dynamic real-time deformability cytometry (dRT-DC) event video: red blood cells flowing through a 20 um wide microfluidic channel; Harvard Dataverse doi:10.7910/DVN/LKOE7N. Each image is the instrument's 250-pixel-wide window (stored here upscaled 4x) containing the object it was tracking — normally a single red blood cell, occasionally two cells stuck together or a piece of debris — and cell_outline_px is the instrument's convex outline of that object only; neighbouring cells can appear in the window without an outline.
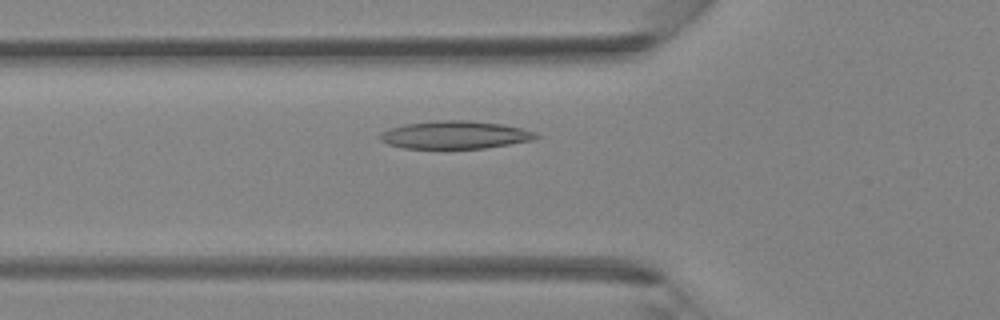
{"species": "Egyptian fruit bat (a non-hibernating species)", "species_latin": "Rousettus aegyptiacus", "temperature_condition": "room temperature", "stored_images_in_passage": 40, "camera_frame_rate_fps": 3000, "um_per_image_px": 0.085, "animal": {"sex": "female"}, "frame": {"image": 1, "passage_image": 12, "time_ms": 3.667, "image_size_px": [1000, 320], "cell_outline_px": [[540, 136], [536, 140], [484, 148], [400, 148], [388, 144], [380, 140], [380, 132], [404, 124], [440, 120], [468, 120], [500, 124], [520, 128], [536, 132]], "centroid_in_image_um": [38.69, 11.47], "position_along_channel_um": 87.1, "area_um2": 25.26}}
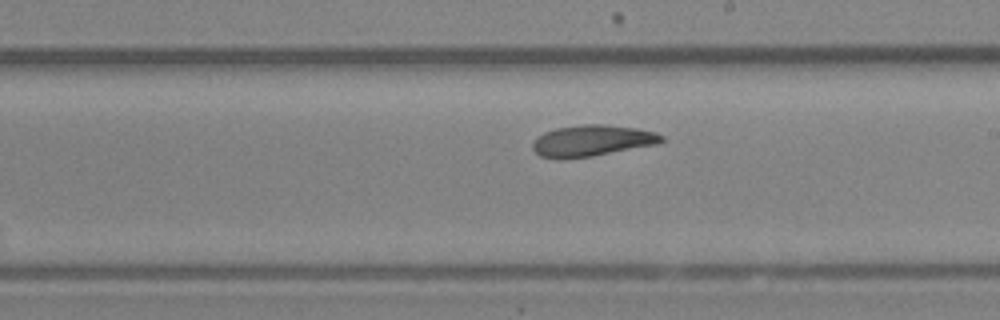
{"frame": {"image": 2, "passage_image": 22, "time_ms": 7.0, "image_size_px": [1000, 320], "cell_outline_px": [[664, 140], [660, 144], [592, 156], [560, 160], [556, 160], [540, 156], [532, 148], [532, 144], [536, 136], [544, 132], [556, 128], [584, 124], [604, 124], [636, 128], [656, 132], [664, 136]], "centroid_in_image_um": [50.31, 11.97], "position_along_channel_um": 238.7, "area_um2": 23.87}}
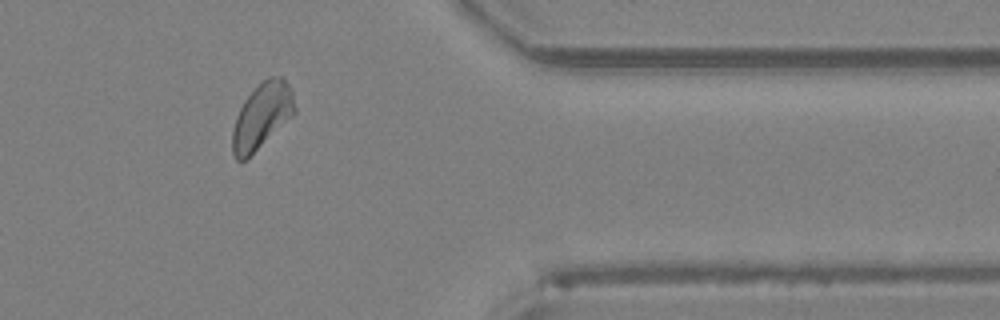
{"frame": {"image": 3, "passage_image": 33, "time_ms": 10.667, "image_size_px": [1000, 320], "cell_outline_px": [[296, 112], [292, 116], [244, 160], [236, 160], [232, 152], [232, 132], [236, 116], [244, 100], [268, 76], [280, 76], [292, 88], [296, 108]], "centroid_in_image_um": [22.27, 9.82], "position_along_channel_um": 389.1, "area_um2": 23.29}}